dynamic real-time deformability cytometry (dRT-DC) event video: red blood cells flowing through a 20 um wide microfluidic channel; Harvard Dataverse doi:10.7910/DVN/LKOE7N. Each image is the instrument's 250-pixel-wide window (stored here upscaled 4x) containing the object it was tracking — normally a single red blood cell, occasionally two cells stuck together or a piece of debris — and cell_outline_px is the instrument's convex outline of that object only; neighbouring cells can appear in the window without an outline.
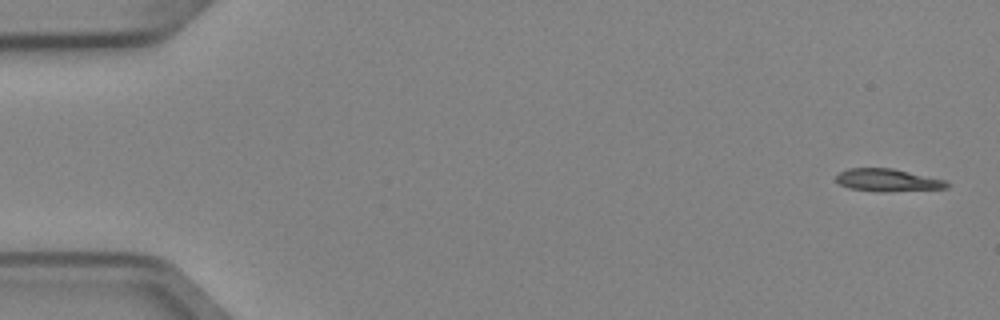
{"species": "Egyptian fruit bat (a non-hibernating species)", "species_latin": "Rousettus aegyptiacus", "temperature_condition": "cold", "stored_images_in_passage": 6, "camera_frame_rate_fps": 3000, "um_per_image_px": 0.085, "animal": {"sex": "female"}, "frame": {"image": 1, "passage_image": 1, "time_ms": 0.0, "image_size_px": [1000, 320], "cell_outline_px": [[952, 184], [948, 188], [884, 192], [876, 192], [848, 188], [840, 184], [836, 180], [836, 176], [840, 172], [848, 168], [892, 168], [948, 180]], "centroid_in_image_um": [75.51, 15.32], "position_along_channel_um": 9.5, "area_um2": 14.85}}
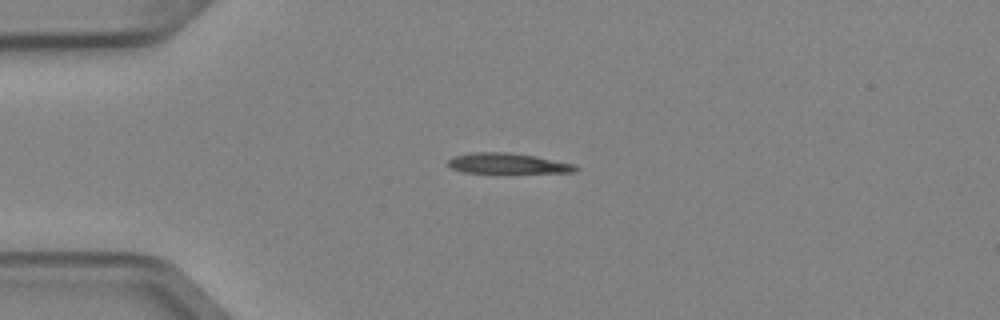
{"frame": {"image": 2, "passage_image": 4, "time_ms": 1.0, "image_size_px": [1000, 320], "cell_outline_px": [[580, 168], [572, 172], [504, 176], [496, 176], [464, 172], [452, 168], [448, 164], [448, 160], [456, 156], [472, 152], [508, 152], [536, 156], [576, 164]], "centroid_in_image_um": [43.22, 13.96], "position_along_channel_um": 41.8, "area_um2": 16.59}}
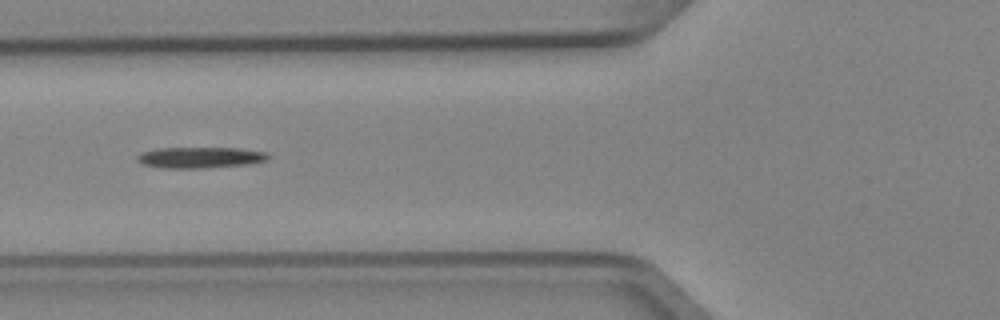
{"frame": {"image": 3, "passage_image": 6, "time_ms": 1.667, "image_size_px": [1000, 320], "cell_outline_px": [[268, 160], [244, 164], [200, 168], [164, 168], [140, 164], [136, 160], [136, 156], [140, 152], [160, 148], [240, 148], [264, 152], [268, 156]], "centroid_in_image_um": [16.91, 13.38], "position_along_channel_um": 108.9, "area_um2": 15.9}}